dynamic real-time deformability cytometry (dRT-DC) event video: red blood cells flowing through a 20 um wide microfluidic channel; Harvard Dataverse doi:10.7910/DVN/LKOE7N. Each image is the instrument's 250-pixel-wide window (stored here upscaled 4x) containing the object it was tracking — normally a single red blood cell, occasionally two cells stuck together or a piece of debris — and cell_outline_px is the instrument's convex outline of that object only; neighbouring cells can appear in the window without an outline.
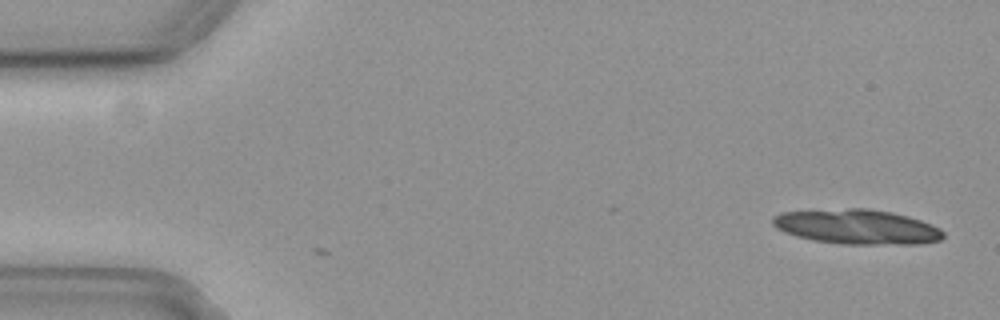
{"species": "common noctule bat (a hibernating species)", "species_latin": "Nyctalus noctula", "temperature_condition": "cold", "stored_images_in_passage": 2, "camera_frame_rate_fps": 3000, "um_per_image_px": 0.085, "animal": {"sex": "female", "body_mass_g": 19.3, "forearm_length_mm": 54.1}, "frame": {"image": 1, "passage_image": 2, "time_ms": 0.333, "image_size_px": [1000, 320], "cell_outline_px": [[944, 236], [940, 240], [920, 244], [840, 244], [816, 240], [796, 236], [784, 232], [776, 228], [772, 224], [772, 216], [780, 212], [848, 208], [868, 208], [892, 212], [908, 216], [920, 220], [940, 228], [944, 232]], "centroid_in_image_um": [72.83, 19.27], "position_along_channel_um": 12.2, "area_um2": 34.68}}